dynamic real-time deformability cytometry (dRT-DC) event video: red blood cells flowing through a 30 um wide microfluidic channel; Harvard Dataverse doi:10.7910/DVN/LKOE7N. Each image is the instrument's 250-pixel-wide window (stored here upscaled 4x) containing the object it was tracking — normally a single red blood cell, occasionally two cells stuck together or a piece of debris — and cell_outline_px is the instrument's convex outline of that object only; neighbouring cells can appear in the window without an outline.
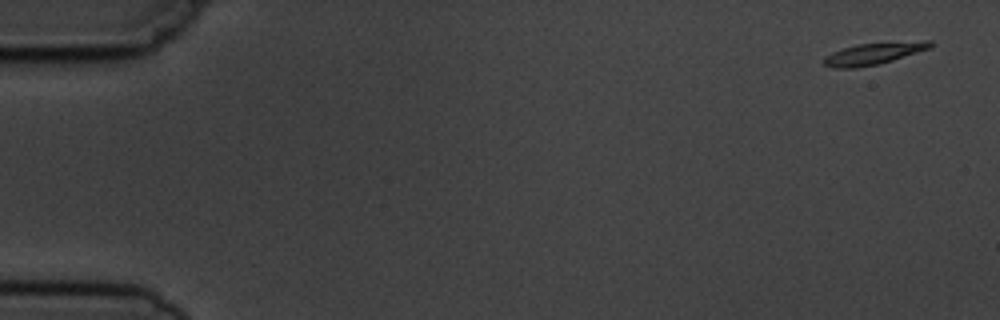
{"species": "common noctule bat (a hibernating species)", "species_latin": "Nyctalus noctula", "temperature_condition": "cold", "stored_images_in_passage": 5, "camera_frame_rate_fps": 3000, "um_per_image_px": 0.085, "animal": {"sex": "male", "body_mass_g": 19.5, "forearm_length_mm": 54.6}, "frame": {"image": 1, "passage_image": 1, "time_ms": 0.0, "image_size_px": [1000, 320], "cell_outline_px": [[932, 48], [880, 64], [856, 68], [832, 68], [824, 64], [824, 56], [832, 52], [856, 44], [924, 40], [932, 40]], "centroid_in_image_um": [74.29, 4.55], "position_along_channel_um": 10.7, "area_um2": 13.7}}
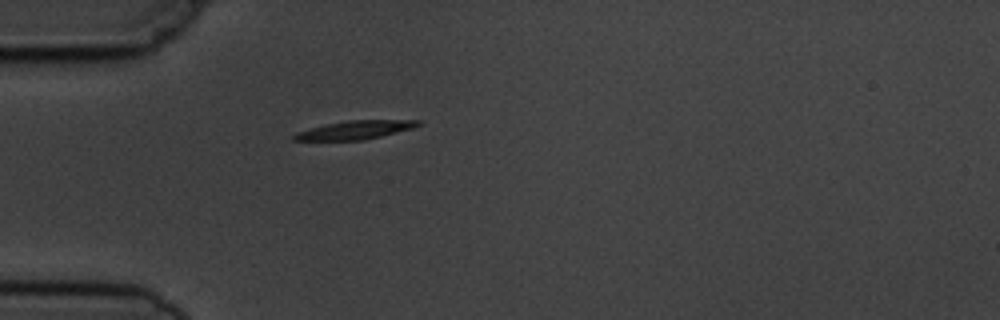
{"frame": {"image": 2, "passage_image": 5, "time_ms": 4.667, "image_size_px": [1000, 320], "cell_outline_px": [[420, 124], [412, 128], [364, 140], [292, 140], [292, 136], [296, 132], [324, 124], [348, 120], [420, 120]], "centroid_in_image_um": [30.13, 11.04], "position_along_channel_um": 54.9, "area_um2": 13.24}}